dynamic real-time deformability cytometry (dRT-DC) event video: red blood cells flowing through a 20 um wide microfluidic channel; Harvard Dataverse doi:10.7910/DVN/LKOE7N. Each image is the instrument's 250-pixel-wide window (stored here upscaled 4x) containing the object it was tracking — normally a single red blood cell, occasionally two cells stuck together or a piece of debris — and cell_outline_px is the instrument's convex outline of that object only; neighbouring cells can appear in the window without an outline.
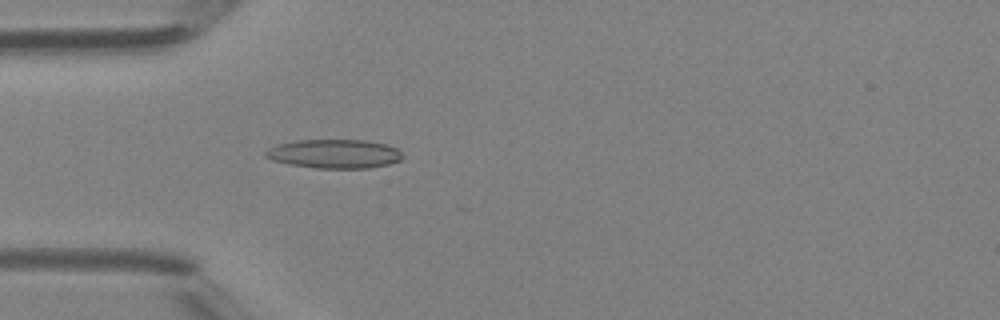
{"species": "Egyptian fruit bat (a non-hibernating species)", "species_latin": "Rousettus aegyptiacus", "temperature_condition": "room temperature", "stored_images_in_passage": 21, "camera_frame_rate_fps": 3000, "um_per_image_px": 0.085, "animal": {"sex": "female"}, "frame": {"image": 1, "passage_image": 2, "time_ms": 0.333, "image_size_px": [1000, 320], "cell_outline_px": [[404, 156], [400, 160], [388, 164], [368, 168], [316, 168], [288, 164], [272, 160], [264, 156], [264, 152], [268, 148], [276, 144], [296, 140], [364, 140], [388, 144], [396, 148]], "centroid_in_image_um": [28.39, 13.07], "position_along_channel_um": 56.6, "area_um2": 23.24}}
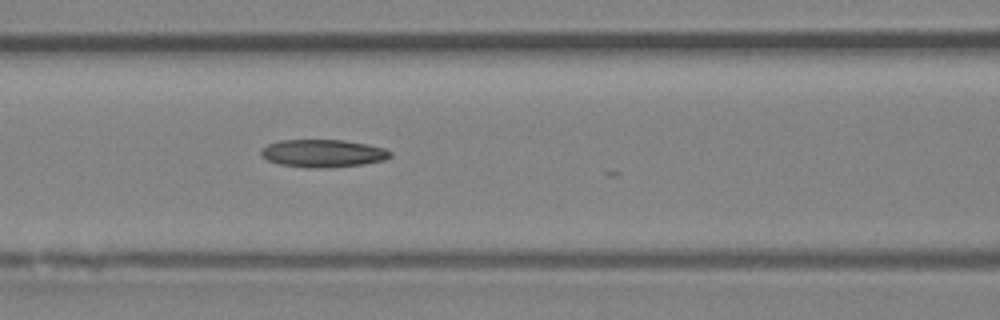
{"frame": {"image": 2, "passage_image": 8, "time_ms": 2.333, "image_size_px": [1000, 320], "cell_outline_px": [[392, 156], [384, 160], [364, 164], [324, 168], [308, 168], [280, 164], [268, 160], [260, 156], [260, 152], [268, 144], [280, 140], [344, 140], [368, 144], [384, 148], [392, 152]], "centroid_in_image_um": [27.47, 13.03], "position_along_channel_um": 139.1, "area_um2": 20.92}}
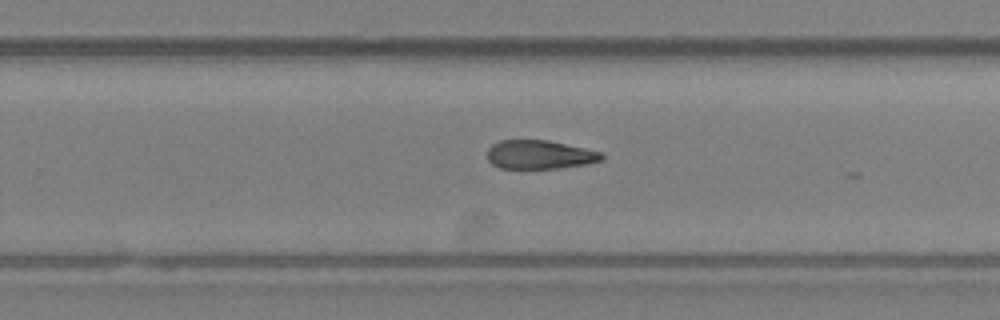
{"frame": {"image": 3, "passage_image": 18, "time_ms": 5.667, "image_size_px": [1000, 320], "cell_outline_px": [[604, 160], [588, 164], [556, 168], [500, 168], [492, 164], [488, 160], [488, 148], [492, 144], [500, 140], [548, 140], [584, 148], [600, 152], [604, 156]], "centroid_in_image_um": [45.87, 13.14], "position_along_channel_um": 283.9, "area_um2": 19.13}}